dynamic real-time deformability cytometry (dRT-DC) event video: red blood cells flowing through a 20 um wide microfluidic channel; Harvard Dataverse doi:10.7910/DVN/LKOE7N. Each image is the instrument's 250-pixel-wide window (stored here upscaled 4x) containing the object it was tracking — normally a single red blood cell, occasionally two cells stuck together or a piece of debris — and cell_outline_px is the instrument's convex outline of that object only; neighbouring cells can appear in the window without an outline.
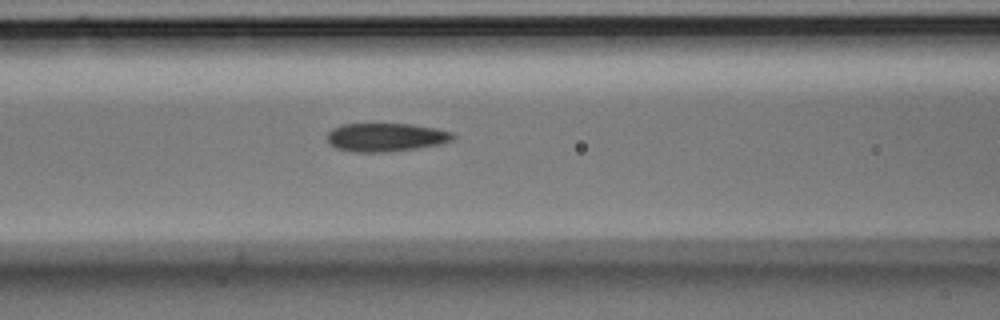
{"species": "Egyptian fruit bat (a non-hibernating species)", "species_latin": "Rousettus aegyptiacus", "temperature_condition": "room temperature", "stored_images_in_passage": 8, "segment_of_instrument_passage": [2, 2], "camera_frame_rate_fps": 3000, "um_per_image_px": 0.085, "animal": {"sex": "male"}, "frame": {"image": 1, "passage_image": 8, "time_ms": 2.333, "image_size_px": [1000, 320], "cell_outline_px": [[456, 136], [452, 140], [440, 144], [416, 148], [388, 152], [352, 152], [336, 148], [328, 144], [328, 132], [332, 128], [344, 124], [408, 124], [436, 128], [452, 132]], "centroid_in_image_um": [32.78, 11.67], "position_along_channel_um": 133.8, "area_um2": 20.87}}